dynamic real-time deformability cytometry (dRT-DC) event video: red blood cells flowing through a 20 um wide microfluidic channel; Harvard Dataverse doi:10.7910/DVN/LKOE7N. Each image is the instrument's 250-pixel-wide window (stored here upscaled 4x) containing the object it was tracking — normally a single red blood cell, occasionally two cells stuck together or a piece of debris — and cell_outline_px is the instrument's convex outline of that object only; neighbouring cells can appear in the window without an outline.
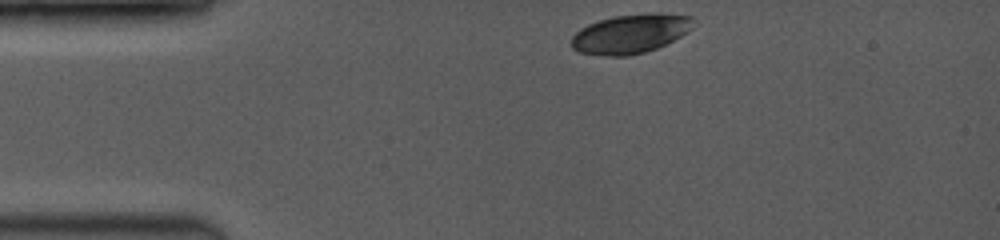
{"species": "common noctule bat (a hibernating species)", "species_latin": "Nyctalus noctula", "temperature_condition": "room temperature", "stored_images_in_passage": 8, "camera_frame_rate_fps": 3500, "um_per_image_px": 0.085, "animal": {"sex": "female", "body_mass_g": 19.0, "forearm_length_mm": 53.3}, "frame": {"image": 1, "passage_image": 1, "time_ms": 0.0, "image_size_px": [1000, 240], "cell_outline_px": [[692, 28], [680, 36], [656, 48], [644, 52], [628, 56], [612, 56], [580, 52], [572, 48], [572, 36], [576, 32], [588, 24], [612, 16], [692, 16]], "centroid_in_image_um": [53.5, 2.92], "position_along_channel_um": 31.5, "area_um2": 26.36}}